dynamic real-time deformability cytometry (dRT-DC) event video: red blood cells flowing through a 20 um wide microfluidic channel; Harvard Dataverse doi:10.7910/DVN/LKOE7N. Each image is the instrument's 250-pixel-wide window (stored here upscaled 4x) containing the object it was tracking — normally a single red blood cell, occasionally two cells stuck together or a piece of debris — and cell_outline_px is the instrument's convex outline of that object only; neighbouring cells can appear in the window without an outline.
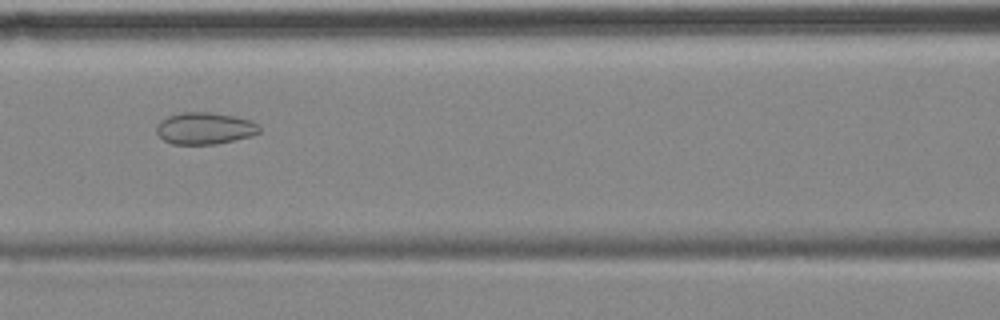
{"species": "common noctule bat (a hibernating species)", "species_latin": "Nyctalus noctula", "temperature_condition": "cold", "stored_images_in_passage": 10, "camera_frame_rate_fps": 3000, "um_per_image_px": 0.085, "animal": {"sex": "female", "body_mass_g": 18.4}, "frame": {"image": 1, "passage_image": 6, "time_ms": 7.0, "image_size_px": [1000, 320], "cell_outline_px": [[260, 132], [252, 136], [216, 144], [172, 144], [164, 140], [156, 132], [156, 124], [160, 120], [168, 116], [180, 112], [208, 112], [232, 116], [252, 120], [260, 124]], "centroid_in_image_um": [17.41, 10.9], "position_along_channel_um": 149.2, "area_um2": 19.25}}
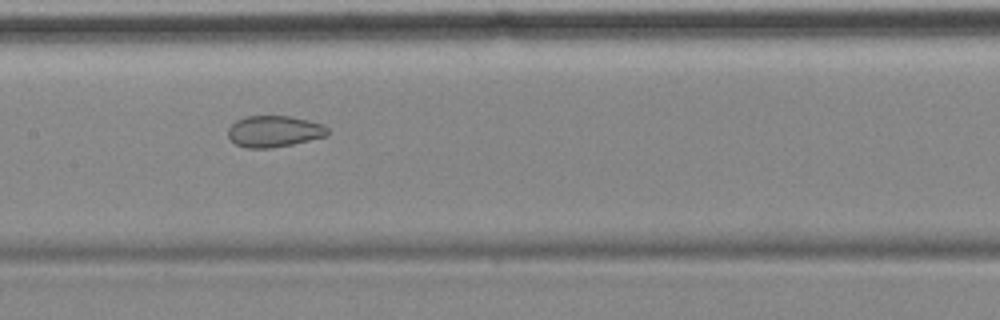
{"frame": {"image": 2, "passage_image": 7, "time_ms": 8.0, "image_size_px": [1000, 320], "cell_outline_px": [[328, 136], [292, 144], [268, 148], [248, 148], [236, 144], [228, 136], [228, 128], [236, 120], [244, 116], [292, 116], [324, 124], [328, 128]], "centroid_in_image_um": [23.32, 11.15], "position_along_channel_um": 184.1, "area_um2": 18.26}}